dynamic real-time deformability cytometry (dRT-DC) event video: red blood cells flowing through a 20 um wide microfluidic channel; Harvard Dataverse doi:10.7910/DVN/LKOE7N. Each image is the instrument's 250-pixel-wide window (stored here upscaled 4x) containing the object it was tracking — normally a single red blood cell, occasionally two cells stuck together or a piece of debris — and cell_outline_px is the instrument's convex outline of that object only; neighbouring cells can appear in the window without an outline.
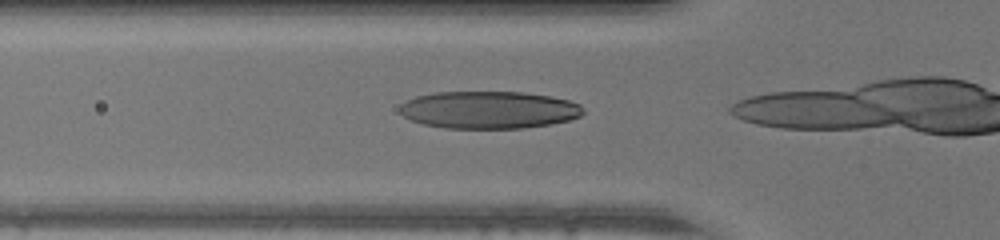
{"species": "human", "species_latin": "Homo sapiens", "temperature_condition": "warm", "stored_images_in_passage": 14, "camera_frame_rate_fps": 3000, "um_per_image_px": 0.085, "donor": {"sex": "male"}, "frame": {"image": 1, "passage_image": 11, "time_ms": 3.333, "image_size_px": [1000, 240], "cell_outline_px": [[584, 112], [580, 116], [568, 120], [552, 124], [524, 128], [444, 128], [424, 124], [412, 120], [404, 116], [400, 112], [400, 104], [416, 96], [436, 92], [524, 92], [552, 96], [568, 100], [580, 104], [584, 108]], "centroid_in_image_um": [41.58, 9.34], "position_along_channel_um": 84.2, "area_um2": 40.11}}